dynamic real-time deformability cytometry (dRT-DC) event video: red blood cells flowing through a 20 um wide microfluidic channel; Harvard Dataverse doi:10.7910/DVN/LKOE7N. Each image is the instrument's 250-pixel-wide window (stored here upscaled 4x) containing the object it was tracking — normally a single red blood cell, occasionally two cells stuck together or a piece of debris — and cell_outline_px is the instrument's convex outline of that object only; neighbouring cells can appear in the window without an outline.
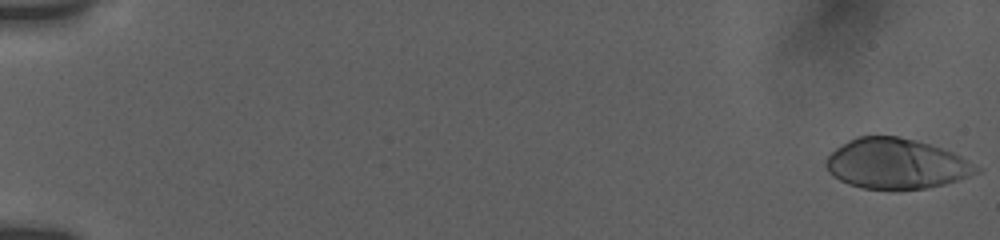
{"species": "human", "species_latin": "Homo sapiens", "temperature_condition": "room temperature", "stored_images_in_passage": 65, "camera_frame_rate_fps": 3000, "um_per_image_px": 0.085, "donor": {"sex": "female"}, "frame": {"image": 1, "passage_image": 1, "time_ms": 0.0, "image_size_px": [1000, 240], "cell_outline_px": [[980, 172], [944, 184], [928, 188], [864, 188], [848, 184], [832, 176], [828, 172], [824, 164], [824, 160], [836, 148], [848, 140], [856, 136], [900, 136], [916, 140], [952, 152], [960, 156], [980, 168]], "centroid_in_image_um": [76.13, 13.9], "position_along_channel_um": 8.9, "area_um2": 43.64}}
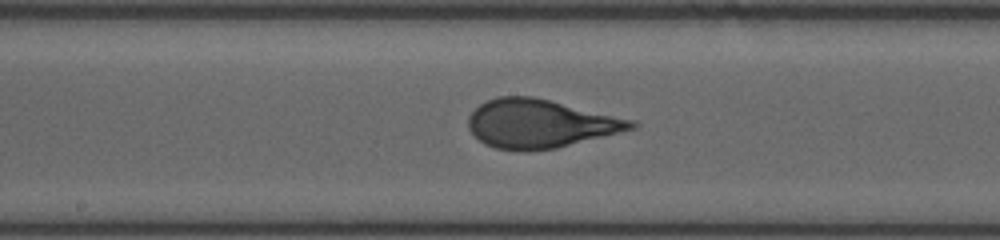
{"frame": {"image": 2, "passage_image": 32, "time_ms": 10.0, "image_size_px": [1000, 240], "cell_outline_px": [[640, 124], [636, 128], [556, 148], [496, 148], [484, 144], [468, 128], [468, 116], [480, 104], [496, 96], [532, 96], [636, 120]], "centroid_in_image_um": [45.94, 10.47], "position_along_channel_um": 202.3, "area_um2": 45.2}}
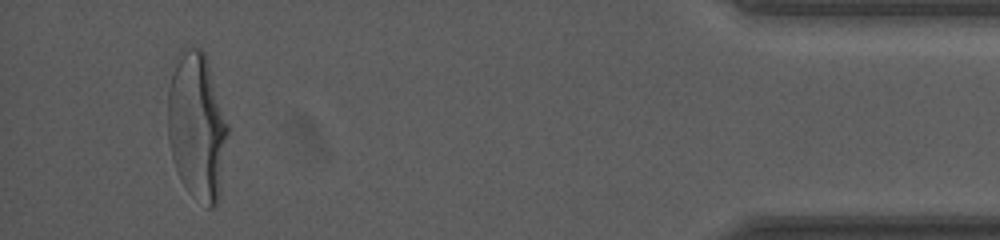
{"frame": {"image": 3, "passage_image": 65, "time_ms": 17.333, "image_size_px": [1000, 240], "cell_outline_px": [[228, 132], [220, 188], [216, 208], [208, 208], [192, 196], [188, 192], [180, 180], [172, 156], [168, 140], [168, 88], [176, 64], [184, 48], [200, 48], [204, 52], [208, 60], [228, 124]], "centroid_in_image_um": [16.75, 10.79], "position_along_channel_um": 418.5, "area_um2": 51.15}, "authors_computed_cell_mechanics": {"area_um2": 45.4308, "velocity_mm_per_s": 3.7644, "shape_relaxation_time_tau1_ms": 4.409, "shape_relaxation_time_tau2_ms": null, "deformation_change_tau1": 0.2051, "deformation_change_tau2": null}}